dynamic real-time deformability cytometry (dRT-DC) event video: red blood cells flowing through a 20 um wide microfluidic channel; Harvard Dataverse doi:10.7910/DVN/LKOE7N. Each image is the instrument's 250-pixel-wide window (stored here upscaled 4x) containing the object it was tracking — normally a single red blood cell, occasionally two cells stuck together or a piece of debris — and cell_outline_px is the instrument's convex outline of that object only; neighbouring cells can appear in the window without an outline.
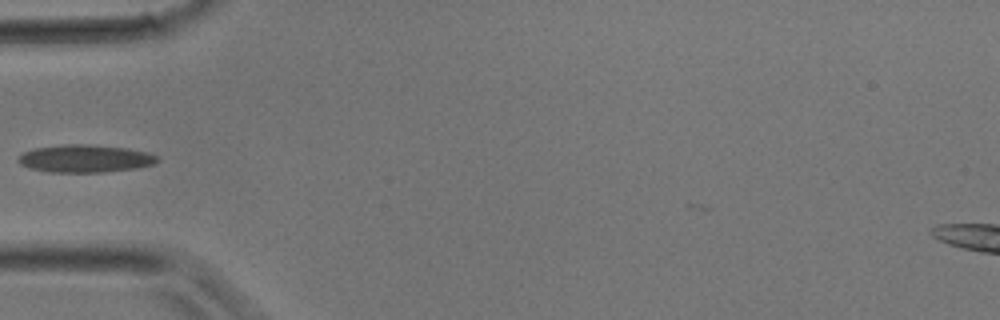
{"species": "common noctule bat (a hibernating species)", "species_latin": "Nyctalus noctula", "temperature_condition": "room temperature", "stored_images_in_passage": 28, "camera_frame_rate_fps": 3000, "um_per_image_px": 0.085, "animal": {"sex": "male", "body_mass_g": 17.9}, "frame": {"image": 1, "passage_image": 3, "time_ms": 0.667, "image_size_px": [1000, 320], "cell_outline_px": [[160, 160], [156, 164], [136, 168], [104, 172], [48, 172], [32, 168], [20, 164], [16, 160], [24, 152], [36, 148], [64, 144], [92, 144], [128, 148], [148, 152], [160, 156]], "centroid_in_image_um": [7.31, 13.47], "position_along_channel_um": 77.7, "area_um2": 22.6}}
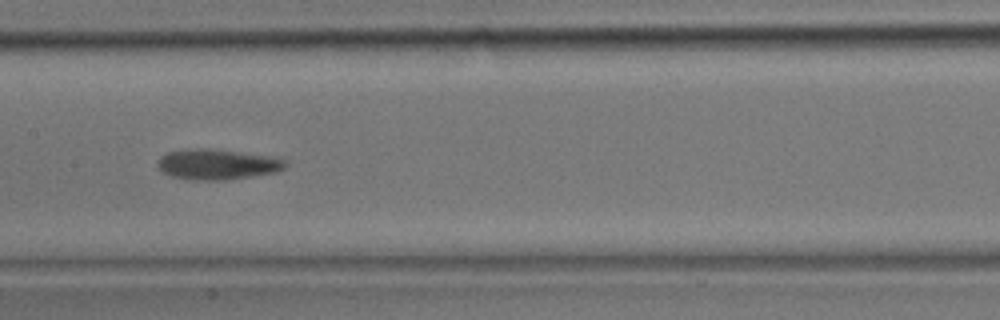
{"frame": {"image": 2, "passage_image": 9, "time_ms": 2.667, "image_size_px": [1000, 320], "cell_outline_px": [[288, 164], [284, 168], [276, 172], [228, 180], [192, 180], [172, 176], [164, 172], [156, 164], [160, 156], [168, 152], [196, 148], [208, 148], [240, 152], [268, 156], [288, 160]], "centroid_in_image_um": [18.48, 13.97], "position_along_channel_um": 188.9, "area_um2": 22.6}}
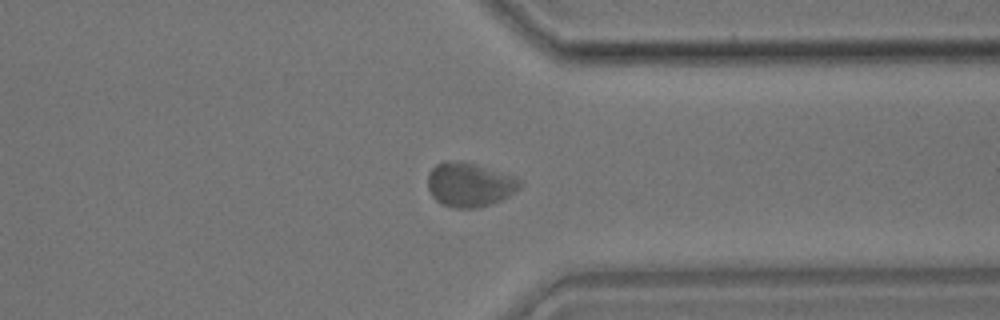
{"frame": {"image": 3, "passage_image": 19, "time_ms": 6.0, "image_size_px": [1000, 320], "cell_outline_px": [[520, 188], [508, 196], [500, 200], [480, 208], [456, 208], [440, 204], [432, 196], [428, 188], [428, 172], [436, 164], [444, 160], [476, 164], [516, 176], [520, 180]], "centroid_in_image_um": [39.9, 15.7], "position_along_channel_um": 371.5, "area_um2": 23.76}}